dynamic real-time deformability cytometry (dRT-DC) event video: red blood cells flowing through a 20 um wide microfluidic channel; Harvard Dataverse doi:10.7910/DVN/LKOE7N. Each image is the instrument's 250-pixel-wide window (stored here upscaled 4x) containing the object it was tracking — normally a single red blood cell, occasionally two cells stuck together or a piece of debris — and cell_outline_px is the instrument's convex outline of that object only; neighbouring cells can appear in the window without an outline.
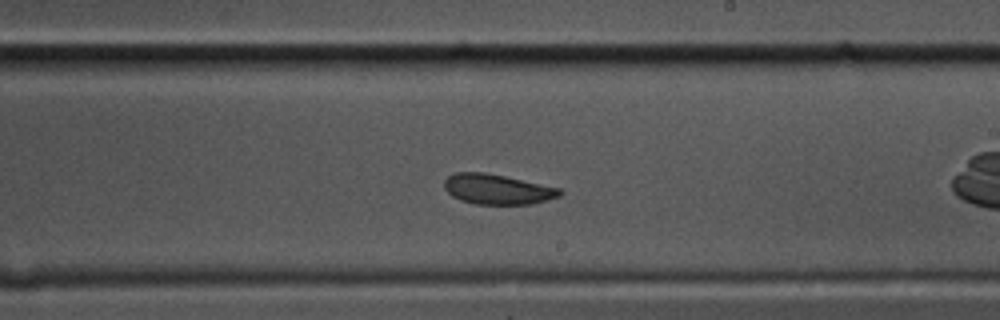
{"species": "common noctule bat (a hibernating species)", "species_latin": "Nyctalus noctula", "temperature_condition": "cold", "stored_images_in_passage": 32, "camera_frame_rate_fps": 3000, "um_per_image_px": 0.085, "animal": {"sex": "male", "body_mass_g": 17.5, "forearm_length_mm": 52.3}, "frame": {"image": 1, "passage_image": 19, "time_ms": 6.0, "image_size_px": [1000, 320], "cell_outline_px": [[564, 192], [560, 196], [532, 204], [476, 204], [460, 200], [452, 196], [444, 188], [444, 180], [448, 176], [456, 172], [484, 172], [504, 176], [560, 188]], "centroid_in_image_um": [42.26, 16.09], "position_along_channel_um": 246.7, "area_um2": 20.23}}
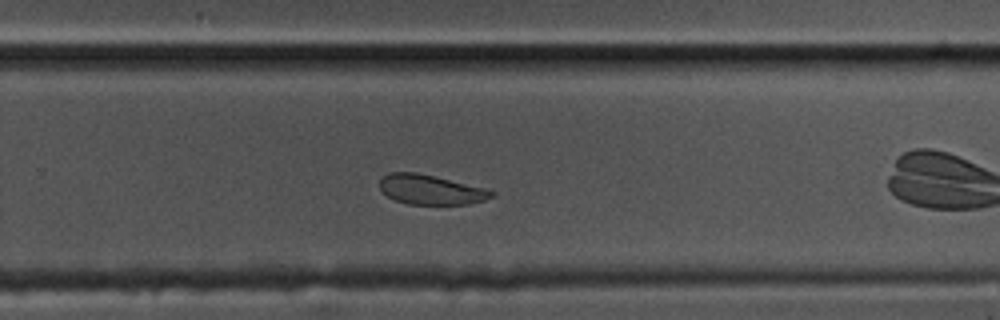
{"frame": {"image": 2, "passage_image": 23, "time_ms": 7.333, "image_size_px": [1000, 320], "cell_outline_px": [[496, 192], [492, 196], [484, 200], [468, 204], [408, 204], [396, 200], [388, 196], [380, 188], [380, 180], [388, 172], [416, 172], [484, 188]], "centroid_in_image_um": [36.59, 16.12], "position_along_channel_um": 293.2, "area_um2": 19.02}, "authors_computed_cell_mechanics": {"area_um2": 20.8658, "velocity_mm_per_s": 3.4838, "shape_relaxation_time_tau1_ms": 9.7102, "shape_relaxation_time_tau2_ms": 1.1903, "deformation_change_tau1": 0.1456, "deformation_change_tau2": 0.0411}}